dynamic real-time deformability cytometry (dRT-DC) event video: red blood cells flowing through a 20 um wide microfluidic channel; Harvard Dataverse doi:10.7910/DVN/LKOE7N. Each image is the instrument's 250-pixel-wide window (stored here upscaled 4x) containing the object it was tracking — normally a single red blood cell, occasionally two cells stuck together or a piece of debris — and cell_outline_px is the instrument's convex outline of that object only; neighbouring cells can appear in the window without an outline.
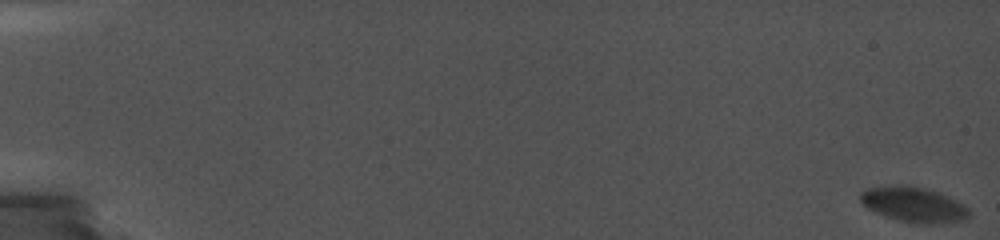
{"species": "common noctule bat (a hibernating species)", "species_latin": "Nyctalus noctula", "temperature_condition": "cold", "stored_images_in_passage": 42, "camera_frame_rate_fps": 5000, "um_per_image_px": 0.085, "animal": {"sex": "female", "body_mass_g": 19.0, "forearm_length_mm": 56.7}, "frame": {"image": 1, "passage_image": 1, "time_ms": 0.0, "image_size_px": [1000, 240], "cell_outline_px": [[972, 212], [968, 220], [928, 224], [916, 224], [900, 220], [876, 212], [868, 208], [860, 200], [860, 192], [868, 188], [900, 184], [904, 184], [936, 192], [948, 196], [964, 204]], "centroid_in_image_um": [77.71, 17.39], "position_along_channel_um": 7.3, "area_um2": 22.14}}
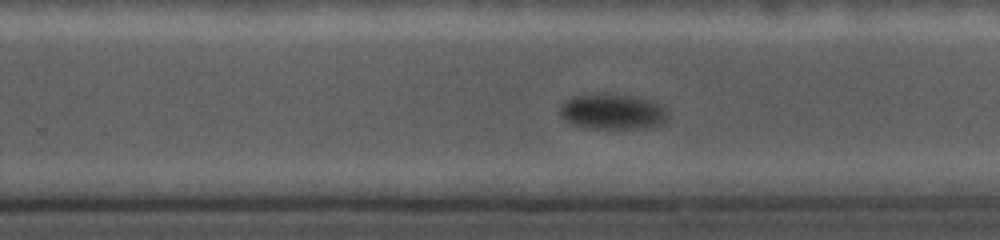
{"frame": {"image": 2, "passage_image": 34, "time_ms": 13.8, "image_size_px": [1000, 240], "cell_outline_px": [[668, 120], [652, 128], [592, 128], [572, 124], [564, 120], [560, 112], [560, 104], [564, 100], [572, 96], [604, 92], [628, 96], [648, 100], [660, 104], [668, 112]], "centroid_in_image_um": [52.05, 9.48], "position_along_channel_um": 277.8, "area_um2": 22.54}}
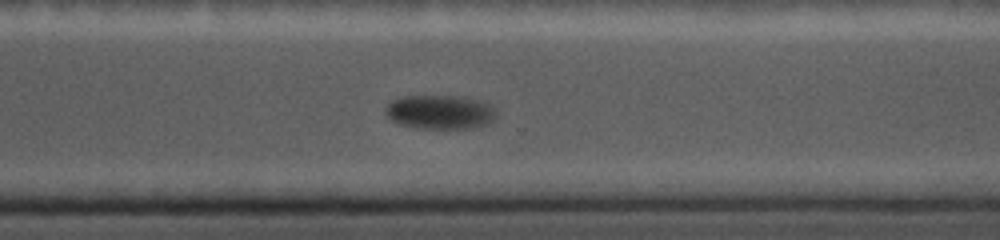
{"frame": {"image": 3, "passage_image": 38, "time_ms": 15.4, "image_size_px": [1000, 240], "cell_outline_px": [[496, 112], [492, 120], [484, 124], [472, 128], [416, 128], [400, 124], [392, 120], [384, 112], [384, 108], [392, 100], [404, 96], [452, 96], [480, 100], [488, 104]], "centroid_in_image_um": [37.34, 9.52], "position_along_channel_um": 333.3, "area_um2": 21.68}}